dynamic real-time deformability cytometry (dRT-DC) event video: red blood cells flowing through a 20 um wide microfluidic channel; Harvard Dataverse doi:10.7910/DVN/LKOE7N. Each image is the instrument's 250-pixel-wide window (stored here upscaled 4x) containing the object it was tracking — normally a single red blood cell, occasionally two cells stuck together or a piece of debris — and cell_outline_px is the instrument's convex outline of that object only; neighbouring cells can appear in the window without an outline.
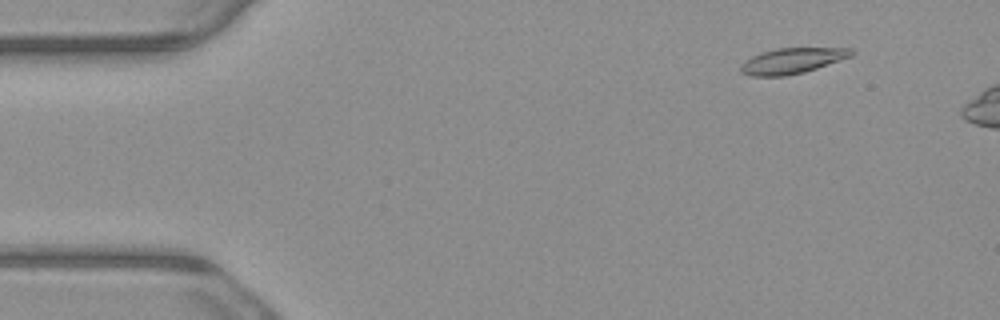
{"species": "common noctule bat (a hibernating species)", "species_latin": "Nyctalus noctula", "temperature_condition": "warm", "stored_images_in_passage": 5, "camera_frame_rate_fps": 3000, "um_per_image_px": 0.085, "animal": {"sex": "male", "body_mass_g": 23.1, "forearm_length_mm": 52.7}, "frame": {"image": 1, "passage_image": 2, "time_ms": 0.333, "image_size_px": [1000, 320], "cell_outline_px": [[856, 52], [852, 56], [804, 72], [784, 76], [752, 76], [740, 72], [740, 64], [744, 60], [752, 56], [776, 48], [852, 48]], "centroid_in_image_um": [67.32, 5.16], "position_along_channel_um": 17.7, "area_um2": 16.47}}